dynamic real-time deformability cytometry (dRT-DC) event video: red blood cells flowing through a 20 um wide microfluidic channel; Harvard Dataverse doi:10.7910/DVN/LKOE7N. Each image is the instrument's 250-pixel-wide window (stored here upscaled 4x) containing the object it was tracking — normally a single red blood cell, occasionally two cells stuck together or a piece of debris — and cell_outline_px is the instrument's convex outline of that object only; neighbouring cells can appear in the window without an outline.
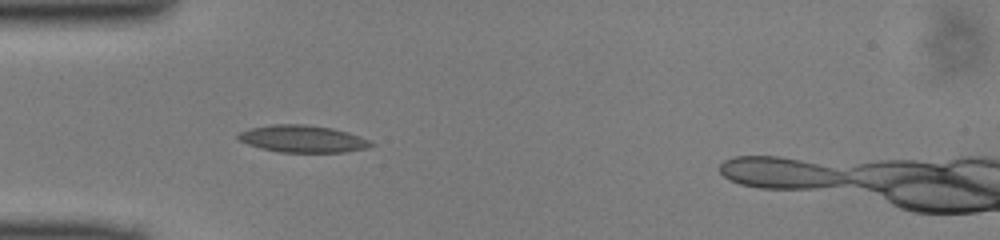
{"species": "common noctule bat (a hibernating species)", "species_latin": "Nyctalus noctula", "temperature_condition": "cold", "stored_images_in_passage": 39, "camera_frame_rate_fps": 3000, "um_per_image_px": 0.085, "animal": {"sex": "male", "body_mass_g": 13.0, "forearm_length_mm": 53.1}, "frame": {"image": 1, "passage_image": 7, "time_ms": 2.0, "image_size_px": [1000, 240], "cell_outline_px": [[376, 144], [364, 148], [344, 152], [280, 152], [260, 148], [248, 144], [240, 140], [236, 136], [240, 132], [248, 128], [272, 124], [304, 124], [332, 128], [348, 132], [360, 136]], "centroid_in_image_um": [25.7, 11.79], "position_along_channel_um": 59.3, "area_um2": 20.92}}
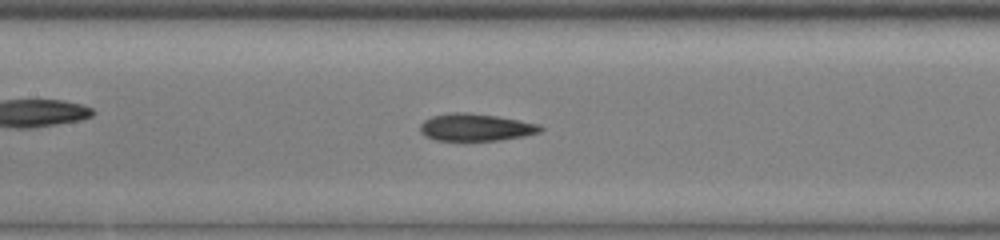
{"frame": {"image": 2, "passage_image": 15, "time_ms": 4.667, "image_size_px": [1000, 240], "cell_outline_px": [[544, 128], [540, 132], [524, 136], [500, 140], [436, 140], [424, 136], [420, 132], [420, 124], [424, 120], [432, 116], [456, 112], [464, 112], [496, 116], [520, 120], [540, 124]], "centroid_in_image_um": [40.44, 10.82], "position_along_channel_um": 167.0, "area_um2": 19.07}}
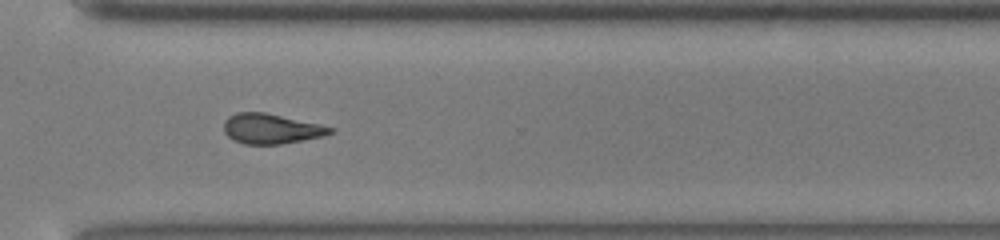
{"frame": {"image": 3, "passage_image": 28, "time_ms": 9.0, "image_size_px": [1000, 240], "cell_outline_px": [[336, 132], [324, 136], [280, 144], [244, 144], [232, 140], [224, 132], [224, 120], [228, 116], [236, 112], [264, 112], [320, 124], [336, 128]], "centroid_in_image_um": [23.06, 10.94], "position_along_channel_um": 347.5, "area_um2": 18.79}}